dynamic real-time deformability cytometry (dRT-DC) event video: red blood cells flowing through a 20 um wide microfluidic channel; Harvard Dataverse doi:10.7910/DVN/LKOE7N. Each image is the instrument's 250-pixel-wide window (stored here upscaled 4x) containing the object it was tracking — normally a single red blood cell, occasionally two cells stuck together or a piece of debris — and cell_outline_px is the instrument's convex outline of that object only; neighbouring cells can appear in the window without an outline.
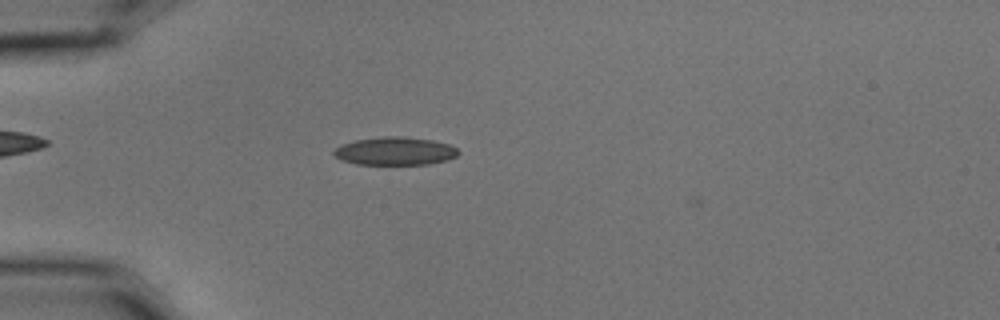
{"species": "common noctule bat (a hibernating species)", "species_latin": "Nyctalus noctula", "temperature_condition": "cold", "stored_images_in_passage": 41, "camera_frame_rate_fps": 3000, "um_per_image_px": 0.085, "animal": {"sex": "male", "body_mass_g": 15.6}, "frame": {"image": 1, "passage_image": 4, "time_ms": 1.0, "image_size_px": [1000, 320], "cell_outline_px": [[460, 152], [456, 156], [448, 160], [428, 164], [356, 164], [340, 160], [332, 152], [340, 144], [356, 140], [380, 136], [404, 136], [432, 140], [448, 144], [456, 148]], "centroid_in_image_um": [33.56, 12.84], "position_along_channel_um": 51.4, "area_um2": 20.46}}
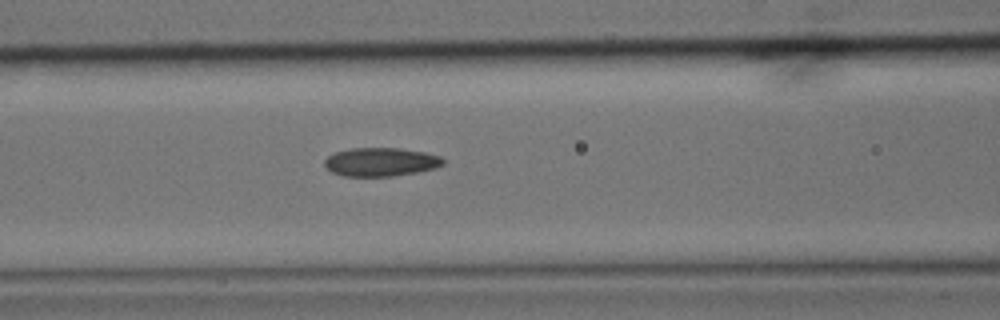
{"frame": {"image": 2, "passage_image": 12, "time_ms": 3.667, "image_size_px": [1000, 320], "cell_outline_px": [[444, 164], [436, 168], [416, 172], [392, 176], [344, 176], [332, 172], [324, 164], [324, 160], [328, 156], [336, 152], [348, 148], [400, 148], [424, 152], [440, 156], [444, 160]], "centroid_in_image_um": [32.37, 13.76], "position_along_channel_um": 134.2, "area_um2": 19.71}}
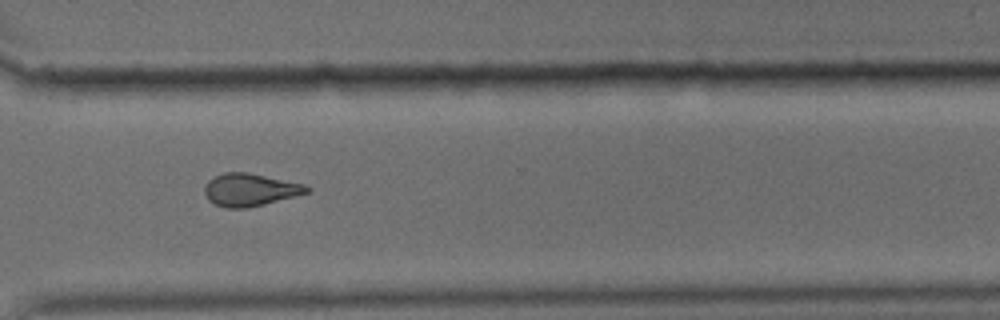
{"frame": {"image": 3, "passage_image": 30, "time_ms": 9.667, "image_size_px": [1000, 320], "cell_outline_px": [[312, 188], [308, 192], [296, 196], [248, 208], [224, 208], [208, 200], [204, 192], [204, 184], [208, 180], [224, 172], [248, 172], [304, 184]], "centroid_in_image_um": [21.24, 16.13], "position_along_channel_um": 349.4, "area_um2": 19.48}}